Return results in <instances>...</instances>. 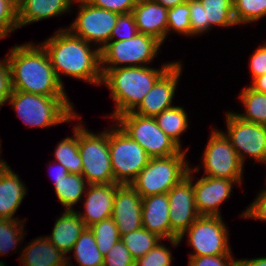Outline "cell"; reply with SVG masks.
<instances>
[{"mask_svg":"<svg viewBox=\"0 0 266 266\" xmlns=\"http://www.w3.org/2000/svg\"><path fill=\"white\" fill-rule=\"evenodd\" d=\"M40 44L46 50L55 74L63 86L62 75L95 86L101 85V56L97 47L94 46V49L92 44L73 35L67 28L58 29Z\"/></svg>","mask_w":266,"mask_h":266,"instance_id":"6da1fadb","label":"cell"},{"mask_svg":"<svg viewBox=\"0 0 266 266\" xmlns=\"http://www.w3.org/2000/svg\"><path fill=\"white\" fill-rule=\"evenodd\" d=\"M9 51L6 56L13 90L43 96H67L41 44L15 45Z\"/></svg>","mask_w":266,"mask_h":266,"instance_id":"7a4b0ae2","label":"cell"},{"mask_svg":"<svg viewBox=\"0 0 266 266\" xmlns=\"http://www.w3.org/2000/svg\"><path fill=\"white\" fill-rule=\"evenodd\" d=\"M163 63L161 68L150 66H128L102 71V82L110 90L115 109L108 116H117L133 111L152 89L155 82L175 63Z\"/></svg>","mask_w":266,"mask_h":266,"instance_id":"3957f363","label":"cell"},{"mask_svg":"<svg viewBox=\"0 0 266 266\" xmlns=\"http://www.w3.org/2000/svg\"><path fill=\"white\" fill-rule=\"evenodd\" d=\"M7 102L28 127L48 129L72 119H81L68 96H43L13 90Z\"/></svg>","mask_w":266,"mask_h":266,"instance_id":"277c9868","label":"cell"},{"mask_svg":"<svg viewBox=\"0 0 266 266\" xmlns=\"http://www.w3.org/2000/svg\"><path fill=\"white\" fill-rule=\"evenodd\" d=\"M188 150L189 147L175 155L150 158L130 185L142 198L167 193L187 176L191 167L186 159Z\"/></svg>","mask_w":266,"mask_h":266,"instance_id":"5b68a950","label":"cell"},{"mask_svg":"<svg viewBox=\"0 0 266 266\" xmlns=\"http://www.w3.org/2000/svg\"><path fill=\"white\" fill-rule=\"evenodd\" d=\"M78 121V147L82 157V175L88 184L114 183L109 152V129L93 133Z\"/></svg>","mask_w":266,"mask_h":266,"instance_id":"8992f818","label":"cell"},{"mask_svg":"<svg viewBox=\"0 0 266 266\" xmlns=\"http://www.w3.org/2000/svg\"><path fill=\"white\" fill-rule=\"evenodd\" d=\"M113 121L136 141L150 158L167 157L182 150L160 129L154 117H143L130 111L117 116Z\"/></svg>","mask_w":266,"mask_h":266,"instance_id":"52a82bcc","label":"cell"},{"mask_svg":"<svg viewBox=\"0 0 266 266\" xmlns=\"http://www.w3.org/2000/svg\"><path fill=\"white\" fill-rule=\"evenodd\" d=\"M161 45L155 37L143 33L128 40L109 41L100 50L101 70L147 66L161 51Z\"/></svg>","mask_w":266,"mask_h":266,"instance_id":"ba28073f","label":"cell"},{"mask_svg":"<svg viewBox=\"0 0 266 266\" xmlns=\"http://www.w3.org/2000/svg\"><path fill=\"white\" fill-rule=\"evenodd\" d=\"M109 129V152L114 183L130 185L147 165L150 157L117 124Z\"/></svg>","mask_w":266,"mask_h":266,"instance_id":"9c48e42d","label":"cell"},{"mask_svg":"<svg viewBox=\"0 0 266 266\" xmlns=\"http://www.w3.org/2000/svg\"><path fill=\"white\" fill-rule=\"evenodd\" d=\"M222 216H200L184 231L178 241L188 235L187 243L194 250L189 257L233 254L229 242V230Z\"/></svg>","mask_w":266,"mask_h":266,"instance_id":"30bf717a","label":"cell"},{"mask_svg":"<svg viewBox=\"0 0 266 266\" xmlns=\"http://www.w3.org/2000/svg\"><path fill=\"white\" fill-rule=\"evenodd\" d=\"M202 153L204 176L242 181L244 165L223 131L213 128Z\"/></svg>","mask_w":266,"mask_h":266,"instance_id":"8fae6325","label":"cell"},{"mask_svg":"<svg viewBox=\"0 0 266 266\" xmlns=\"http://www.w3.org/2000/svg\"><path fill=\"white\" fill-rule=\"evenodd\" d=\"M78 15L67 29L75 36L101 50L109 41L120 14L93 6L85 0H75ZM94 43V44H93Z\"/></svg>","mask_w":266,"mask_h":266,"instance_id":"7c38bea8","label":"cell"},{"mask_svg":"<svg viewBox=\"0 0 266 266\" xmlns=\"http://www.w3.org/2000/svg\"><path fill=\"white\" fill-rule=\"evenodd\" d=\"M227 131L223 132L236 150L244 165L246 156L266 163V125L248 122L238 117L235 112H225Z\"/></svg>","mask_w":266,"mask_h":266,"instance_id":"4fadbf2b","label":"cell"},{"mask_svg":"<svg viewBox=\"0 0 266 266\" xmlns=\"http://www.w3.org/2000/svg\"><path fill=\"white\" fill-rule=\"evenodd\" d=\"M200 171L197 166L188 170L187 176L173 186L168 192L171 240L186 231L201 215L198 213L192 183V174Z\"/></svg>","mask_w":266,"mask_h":266,"instance_id":"5bb4252c","label":"cell"},{"mask_svg":"<svg viewBox=\"0 0 266 266\" xmlns=\"http://www.w3.org/2000/svg\"><path fill=\"white\" fill-rule=\"evenodd\" d=\"M181 61H176L153 85L140 104L132 111L143 117H155L170 108L182 73Z\"/></svg>","mask_w":266,"mask_h":266,"instance_id":"9a60e30c","label":"cell"},{"mask_svg":"<svg viewBox=\"0 0 266 266\" xmlns=\"http://www.w3.org/2000/svg\"><path fill=\"white\" fill-rule=\"evenodd\" d=\"M192 175L195 204L201 216H221V204L231 197L232 188L242 181L202 176L197 181Z\"/></svg>","mask_w":266,"mask_h":266,"instance_id":"2e32d148","label":"cell"},{"mask_svg":"<svg viewBox=\"0 0 266 266\" xmlns=\"http://www.w3.org/2000/svg\"><path fill=\"white\" fill-rule=\"evenodd\" d=\"M111 218L120 236L142 228V197L131 185H119L116 190Z\"/></svg>","mask_w":266,"mask_h":266,"instance_id":"e0dca14e","label":"cell"},{"mask_svg":"<svg viewBox=\"0 0 266 266\" xmlns=\"http://www.w3.org/2000/svg\"><path fill=\"white\" fill-rule=\"evenodd\" d=\"M119 183L89 184L84 199V211H77L86 228L110 218Z\"/></svg>","mask_w":266,"mask_h":266,"instance_id":"ac0fdd59","label":"cell"},{"mask_svg":"<svg viewBox=\"0 0 266 266\" xmlns=\"http://www.w3.org/2000/svg\"><path fill=\"white\" fill-rule=\"evenodd\" d=\"M142 226L162 240H169L173 247L179 245L178 239L171 240L167 193L142 198Z\"/></svg>","mask_w":266,"mask_h":266,"instance_id":"d6986e66","label":"cell"},{"mask_svg":"<svg viewBox=\"0 0 266 266\" xmlns=\"http://www.w3.org/2000/svg\"><path fill=\"white\" fill-rule=\"evenodd\" d=\"M132 14L138 33L153 36L163 44L167 38V8L153 0H138Z\"/></svg>","mask_w":266,"mask_h":266,"instance_id":"ffe728a7","label":"cell"},{"mask_svg":"<svg viewBox=\"0 0 266 266\" xmlns=\"http://www.w3.org/2000/svg\"><path fill=\"white\" fill-rule=\"evenodd\" d=\"M75 0H22L18 5L19 28L70 11Z\"/></svg>","mask_w":266,"mask_h":266,"instance_id":"44dd1931","label":"cell"},{"mask_svg":"<svg viewBox=\"0 0 266 266\" xmlns=\"http://www.w3.org/2000/svg\"><path fill=\"white\" fill-rule=\"evenodd\" d=\"M26 194L27 187L18 174L13 172L10 166L2 170L0 172V218L16 220L17 218L13 216Z\"/></svg>","mask_w":266,"mask_h":266,"instance_id":"7402d4cb","label":"cell"},{"mask_svg":"<svg viewBox=\"0 0 266 266\" xmlns=\"http://www.w3.org/2000/svg\"><path fill=\"white\" fill-rule=\"evenodd\" d=\"M85 228L76 210H65L61 217L56 218L51 235L45 237L67 256Z\"/></svg>","mask_w":266,"mask_h":266,"instance_id":"603a6c76","label":"cell"},{"mask_svg":"<svg viewBox=\"0 0 266 266\" xmlns=\"http://www.w3.org/2000/svg\"><path fill=\"white\" fill-rule=\"evenodd\" d=\"M23 266H66L67 256L44 235L31 240L20 254Z\"/></svg>","mask_w":266,"mask_h":266,"instance_id":"cb8c5ba5","label":"cell"},{"mask_svg":"<svg viewBox=\"0 0 266 266\" xmlns=\"http://www.w3.org/2000/svg\"><path fill=\"white\" fill-rule=\"evenodd\" d=\"M88 183L82 174L69 173L66 177L55 183L57 199L65 210H75L73 207L83 200Z\"/></svg>","mask_w":266,"mask_h":266,"instance_id":"d4e9b609","label":"cell"},{"mask_svg":"<svg viewBox=\"0 0 266 266\" xmlns=\"http://www.w3.org/2000/svg\"><path fill=\"white\" fill-rule=\"evenodd\" d=\"M187 114L183 107L174 105L154 117L160 129L181 149V135L189 127Z\"/></svg>","mask_w":266,"mask_h":266,"instance_id":"484cf974","label":"cell"},{"mask_svg":"<svg viewBox=\"0 0 266 266\" xmlns=\"http://www.w3.org/2000/svg\"><path fill=\"white\" fill-rule=\"evenodd\" d=\"M73 136L58 142L53 161L60 163L69 173L82 174V157L78 147V125L73 127Z\"/></svg>","mask_w":266,"mask_h":266,"instance_id":"4316f807","label":"cell"},{"mask_svg":"<svg viewBox=\"0 0 266 266\" xmlns=\"http://www.w3.org/2000/svg\"><path fill=\"white\" fill-rule=\"evenodd\" d=\"M245 112L235 114L241 119L266 125V93L257 92L249 87H244L239 95Z\"/></svg>","mask_w":266,"mask_h":266,"instance_id":"83f0119b","label":"cell"},{"mask_svg":"<svg viewBox=\"0 0 266 266\" xmlns=\"http://www.w3.org/2000/svg\"><path fill=\"white\" fill-rule=\"evenodd\" d=\"M72 252L79 266H103L104 256L98 250L90 228L84 229L75 242Z\"/></svg>","mask_w":266,"mask_h":266,"instance_id":"f1b7e54d","label":"cell"},{"mask_svg":"<svg viewBox=\"0 0 266 266\" xmlns=\"http://www.w3.org/2000/svg\"><path fill=\"white\" fill-rule=\"evenodd\" d=\"M206 15V20L209 22V30L213 26L233 27L237 26L232 0H200Z\"/></svg>","mask_w":266,"mask_h":266,"instance_id":"f546056e","label":"cell"},{"mask_svg":"<svg viewBox=\"0 0 266 266\" xmlns=\"http://www.w3.org/2000/svg\"><path fill=\"white\" fill-rule=\"evenodd\" d=\"M120 240L128 248L131 256L136 260L145 256L162 239L145 228H140L121 236Z\"/></svg>","mask_w":266,"mask_h":266,"instance_id":"4dcf8cb0","label":"cell"},{"mask_svg":"<svg viewBox=\"0 0 266 266\" xmlns=\"http://www.w3.org/2000/svg\"><path fill=\"white\" fill-rule=\"evenodd\" d=\"M23 220H12L0 218V256H5L10 251L16 250L19 242L24 239ZM12 249V250H11Z\"/></svg>","mask_w":266,"mask_h":266,"instance_id":"1f68e13d","label":"cell"},{"mask_svg":"<svg viewBox=\"0 0 266 266\" xmlns=\"http://www.w3.org/2000/svg\"><path fill=\"white\" fill-rule=\"evenodd\" d=\"M233 13L237 25L254 23L266 16V0H234Z\"/></svg>","mask_w":266,"mask_h":266,"instance_id":"d6a6232c","label":"cell"},{"mask_svg":"<svg viewBox=\"0 0 266 266\" xmlns=\"http://www.w3.org/2000/svg\"><path fill=\"white\" fill-rule=\"evenodd\" d=\"M89 228L93 232L97 248L103 256L121 238L117 225L111 217L99 221Z\"/></svg>","mask_w":266,"mask_h":266,"instance_id":"836d02e7","label":"cell"},{"mask_svg":"<svg viewBox=\"0 0 266 266\" xmlns=\"http://www.w3.org/2000/svg\"><path fill=\"white\" fill-rule=\"evenodd\" d=\"M190 9L187 2L168 9L167 35L177 32L180 35L191 37Z\"/></svg>","mask_w":266,"mask_h":266,"instance_id":"e575fe53","label":"cell"},{"mask_svg":"<svg viewBox=\"0 0 266 266\" xmlns=\"http://www.w3.org/2000/svg\"><path fill=\"white\" fill-rule=\"evenodd\" d=\"M18 7L12 0H0V40L17 31Z\"/></svg>","mask_w":266,"mask_h":266,"instance_id":"d590c367","label":"cell"},{"mask_svg":"<svg viewBox=\"0 0 266 266\" xmlns=\"http://www.w3.org/2000/svg\"><path fill=\"white\" fill-rule=\"evenodd\" d=\"M172 251L160 241L145 256L135 260V266H172Z\"/></svg>","mask_w":266,"mask_h":266,"instance_id":"8d00e7d4","label":"cell"},{"mask_svg":"<svg viewBox=\"0 0 266 266\" xmlns=\"http://www.w3.org/2000/svg\"><path fill=\"white\" fill-rule=\"evenodd\" d=\"M191 37L207 33L209 22L206 20L205 10L200 0H189Z\"/></svg>","mask_w":266,"mask_h":266,"instance_id":"74e56055","label":"cell"},{"mask_svg":"<svg viewBox=\"0 0 266 266\" xmlns=\"http://www.w3.org/2000/svg\"><path fill=\"white\" fill-rule=\"evenodd\" d=\"M103 266H135V259L121 240L104 256Z\"/></svg>","mask_w":266,"mask_h":266,"instance_id":"f35d334b","label":"cell"},{"mask_svg":"<svg viewBox=\"0 0 266 266\" xmlns=\"http://www.w3.org/2000/svg\"><path fill=\"white\" fill-rule=\"evenodd\" d=\"M138 33L132 13L120 14L113 28L110 41H122L133 38Z\"/></svg>","mask_w":266,"mask_h":266,"instance_id":"ab89813d","label":"cell"},{"mask_svg":"<svg viewBox=\"0 0 266 266\" xmlns=\"http://www.w3.org/2000/svg\"><path fill=\"white\" fill-rule=\"evenodd\" d=\"M89 4L118 14L132 13L138 0H85Z\"/></svg>","mask_w":266,"mask_h":266,"instance_id":"60d3db41","label":"cell"},{"mask_svg":"<svg viewBox=\"0 0 266 266\" xmlns=\"http://www.w3.org/2000/svg\"><path fill=\"white\" fill-rule=\"evenodd\" d=\"M261 191V192H260ZM258 196L246 207L239 217L266 221V189L260 190Z\"/></svg>","mask_w":266,"mask_h":266,"instance_id":"b9f144b4","label":"cell"},{"mask_svg":"<svg viewBox=\"0 0 266 266\" xmlns=\"http://www.w3.org/2000/svg\"><path fill=\"white\" fill-rule=\"evenodd\" d=\"M13 92L12 78L7 56L0 61V108L7 103Z\"/></svg>","mask_w":266,"mask_h":266,"instance_id":"7bdbcfd3","label":"cell"},{"mask_svg":"<svg viewBox=\"0 0 266 266\" xmlns=\"http://www.w3.org/2000/svg\"><path fill=\"white\" fill-rule=\"evenodd\" d=\"M233 254L189 257L188 266H236Z\"/></svg>","mask_w":266,"mask_h":266,"instance_id":"ee69618b","label":"cell"},{"mask_svg":"<svg viewBox=\"0 0 266 266\" xmlns=\"http://www.w3.org/2000/svg\"><path fill=\"white\" fill-rule=\"evenodd\" d=\"M249 64L252 81L266 73V43L256 48L251 55Z\"/></svg>","mask_w":266,"mask_h":266,"instance_id":"f6af8a7d","label":"cell"},{"mask_svg":"<svg viewBox=\"0 0 266 266\" xmlns=\"http://www.w3.org/2000/svg\"><path fill=\"white\" fill-rule=\"evenodd\" d=\"M236 266H266V257L236 259Z\"/></svg>","mask_w":266,"mask_h":266,"instance_id":"bcb514c9","label":"cell"},{"mask_svg":"<svg viewBox=\"0 0 266 266\" xmlns=\"http://www.w3.org/2000/svg\"><path fill=\"white\" fill-rule=\"evenodd\" d=\"M57 165H55V170L53 172V180H54V187H55V183L61 181L63 179V177H66L68 174H69V171L68 169H66L63 165H61L60 163L56 162ZM54 165H52V168H53ZM51 168V166H50ZM52 170V169H51ZM52 173V171H51ZM51 176V177H52Z\"/></svg>","mask_w":266,"mask_h":266,"instance_id":"7dc6e473","label":"cell"},{"mask_svg":"<svg viewBox=\"0 0 266 266\" xmlns=\"http://www.w3.org/2000/svg\"><path fill=\"white\" fill-rule=\"evenodd\" d=\"M249 86L257 92L266 93V73L255 78Z\"/></svg>","mask_w":266,"mask_h":266,"instance_id":"c3c4849f","label":"cell"},{"mask_svg":"<svg viewBox=\"0 0 266 266\" xmlns=\"http://www.w3.org/2000/svg\"><path fill=\"white\" fill-rule=\"evenodd\" d=\"M167 9L173 8L179 4L188 2L189 0H153Z\"/></svg>","mask_w":266,"mask_h":266,"instance_id":"681fc988","label":"cell"},{"mask_svg":"<svg viewBox=\"0 0 266 266\" xmlns=\"http://www.w3.org/2000/svg\"><path fill=\"white\" fill-rule=\"evenodd\" d=\"M0 149H1V140H0ZM2 150H0L1 153ZM1 156V155H0ZM9 167V165L7 164L6 161H4L3 158L0 157V172L4 169H7Z\"/></svg>","mask_w":266,"mask_h":266,"instance_id":"f907efd6","label":"cell"},{"mask_svg":"<svg viewBox=\"0 0 266 266\" xmlns=\"http://www.w3.org/2000/svg\"><path fill=\"white\" fill-rule=\"evenodd\" d=\"M71 256L67 257V265L66 266H71L73 263L70 261ZM73 266V265H72Z\"/></svg>","mask_w":266,"mask_h":266,"instance_id":"816d5d0a","label":"cell"},{"mask_svg":"<svg viewBox=\"0 0 266 266\" xmlns=\"http://www.w3.org/2000/svg\"><path fill=\"white\" fill-rule=\"evenodd\" d=\"M15 4H19L22 0H12Z\"/></svg>","mask_w":266,"mask_h":266,"instance_id":"f5cc1de1","label":"cell"},{"mask_svg":"<svg viewBox=\"0 0 266 266\" xmlns=\"http://www.w3.org/2000/svg\"><path fill=\"white\" fill-rule=\"evenodd\" d=\"M4 261H0V266H5V263H3Z\"/></svg>","mask_w":266,"mask_h":266,"instance_id":"db71d44e","label":"cell"}]
</instances>
